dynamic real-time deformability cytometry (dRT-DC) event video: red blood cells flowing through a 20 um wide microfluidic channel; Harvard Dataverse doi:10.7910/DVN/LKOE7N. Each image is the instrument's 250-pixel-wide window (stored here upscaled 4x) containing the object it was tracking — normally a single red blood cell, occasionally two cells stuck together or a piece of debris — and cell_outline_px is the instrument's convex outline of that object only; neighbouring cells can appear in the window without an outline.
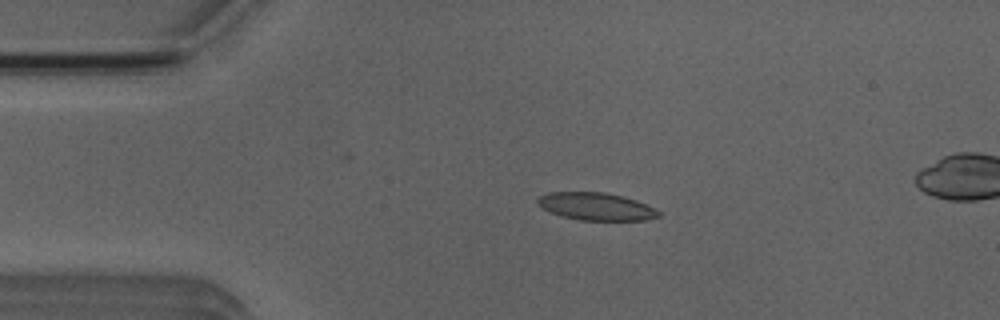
{"species": "Egyptian fruit bat (a non-hibernating species)", "species_latin": "Rousettus aegyptiacus", "temperature_condition": "room temperature", "stored_images_in_passage": 6, "camera_frame_rate_fps": 3000, "um_per_image_px": 0.085, "animal": {"sex": "male"}, "frame": {"image": 1, "passage_image": 4, "time_ms": 3.333, "image_size_px": [1000, 320], "cell_outline_px": [[660, 216], [648, 220], [580, 220], [564, 216], [552, 212], [536, 204], [536, 200], [540, 196], [548, 192], [604, 192], [624, 196], [636, 200], [656, 208], [660, 212]], "centroid_in_image_um": [50.71, 17.54], "position_along_channel_um": 34.3, "area_um2": 19.42}}